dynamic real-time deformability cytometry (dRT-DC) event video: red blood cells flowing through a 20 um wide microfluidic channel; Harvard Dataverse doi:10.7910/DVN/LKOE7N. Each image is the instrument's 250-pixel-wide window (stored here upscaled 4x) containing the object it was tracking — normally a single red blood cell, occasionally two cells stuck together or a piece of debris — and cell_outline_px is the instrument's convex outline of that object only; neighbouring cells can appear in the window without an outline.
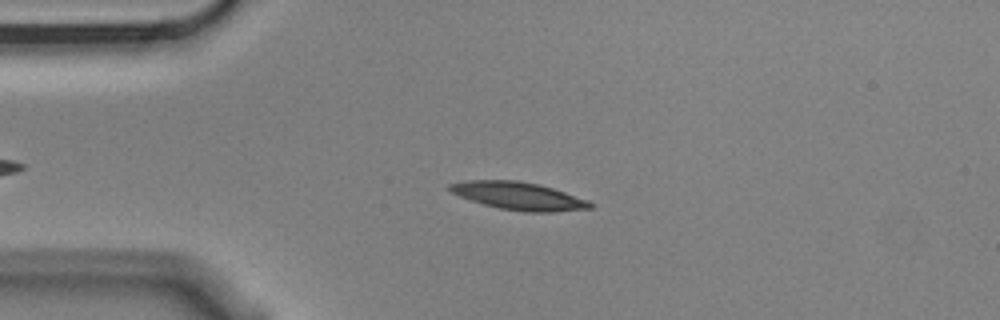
{"species": "Egyptian fruit bat (a non-hibernating species)", "species_latin": "Rousettus aegyptiacus", "temperature_condition": "cold", "stored_images_in_passage": 5, "camera_frame_rate_fps": 3000, "um_per_image_px": 0.085, "animal": {"sex": "male"}, "frame": {"image": 1, "passage_image": 3, "time_ms": 0.667, "image_size_px": [1000, 320], "cell_outline_px": [[592, 208], [556, 212], [524, 212], [500, 208], [484, 204], [460, 196], [452, 192], [448, 188], [448, 184], [468, 180], [516, 180], [540, 184], [588, 200], [592, 204]], "centroid_in_image_um": [44.09, 16.65], "position_along_channel_um": 40.9, "area_um2": 22.54}}
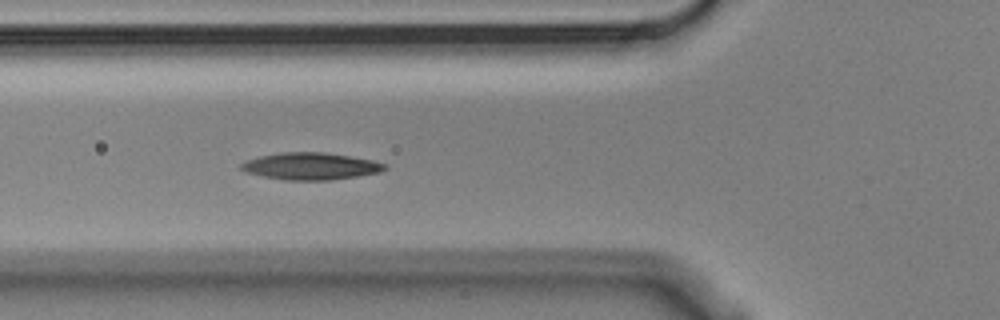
{"frame": {"image": 2, "passage_image": 5, "time_ms": 1.333, "image_size_px": [1000, 320], "cell_outline_px": [[388, 168], [380, 172], [360, 176], [332, 180], [284, 180], [244, 172], [240, 168], [240, 164], [248, 160], [260, 156], [280, 152], [324, 152], [372, 160], [388, 164]], "centroid_in_image_um": [26.44, 14.13], "position_along_channel_um": 99.4, "area_um2": 22.72}}